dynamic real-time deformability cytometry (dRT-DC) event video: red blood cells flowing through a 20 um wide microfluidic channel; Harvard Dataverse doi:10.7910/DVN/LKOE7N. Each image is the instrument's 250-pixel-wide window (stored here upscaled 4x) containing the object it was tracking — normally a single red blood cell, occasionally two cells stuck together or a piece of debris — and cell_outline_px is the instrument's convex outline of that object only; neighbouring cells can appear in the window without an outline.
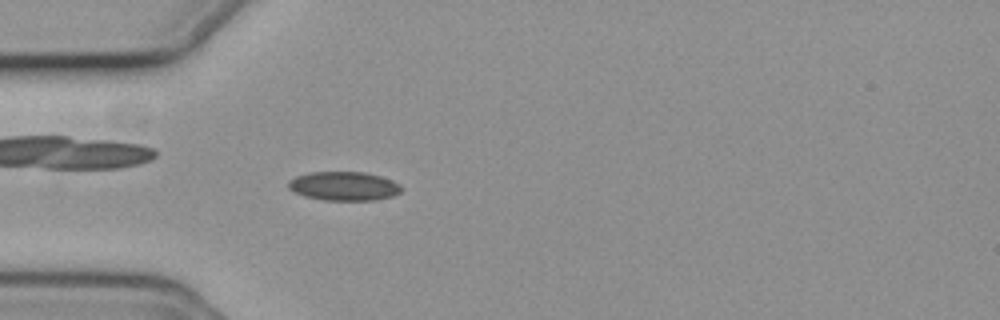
{"species": "common noctule bat (a hibernating species)", "species_latin": "Nyctalus noctula", "temperature_condition": "cold", "stored_images_in_passage": 42, "camera_frame_rate_fps": 3000, "um_per_image_px": 0.085, "animal": {"sex": "female", "body_mass_g": 19.3, "forearm_length_mm": 54.1}, "frame": {"image": 1, "passage_image": 3, "time_ms": 0.667, "image_size_px": [1000, 320], "cell_outline_px": [[404, 188], [400, 192], [392, 196], [376, 200], [324, 200], [304, 196], [288, 188], [288, 180], [296, 176], [312, 172], [364, 172], [380, 176], [392, 180], [400, 184]], "centroid_in_image_um": [29.25, 15.82], "position_along_channel_um": 55.7, "area_um2": 19.07}}
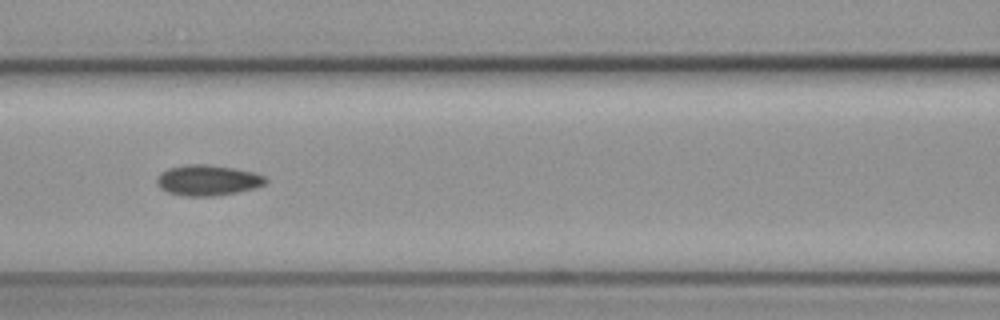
{"frame": {"image": 2, "passage_image": 11, "time_ms": 3.333, "image_size_px": [1000, 320], "cell_outline_px": [[268, 180], [264, 184], [256, 188], [216, 196], [184, 196], [168, 192], [160, 188], [156, 184], [156, 180], [160, 172], [168, 168], [188, 164], [208, 164], [256, 172], [264, 176]], "centroid_in_image_um": [17.65, 15.32], "position_along_channel_um": 149.0, "area_um2": 19.54}}
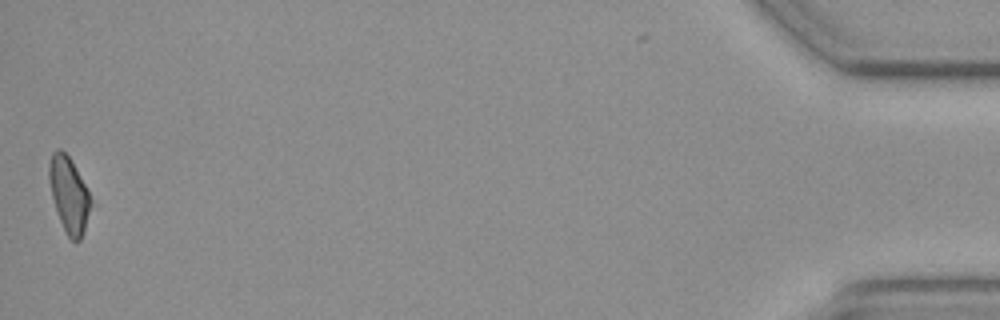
{"frame": {"image": 3, "passage_image": 42, "time_ms": 13.667, "image_size_px": [1000, 320], "cell_outline_px": [[92, 200], [84, 232], [80, 240], [72, 240], [68, 236], [60, 220], [52, 196], [48, 176], [48, 164], [52, 152], [56, 148], [60, 148], [72, 160]], "centroid_in_image_um": [5.85, 16.5], "position_along_channel_um": 429.4, "area_um2": 18.09}}